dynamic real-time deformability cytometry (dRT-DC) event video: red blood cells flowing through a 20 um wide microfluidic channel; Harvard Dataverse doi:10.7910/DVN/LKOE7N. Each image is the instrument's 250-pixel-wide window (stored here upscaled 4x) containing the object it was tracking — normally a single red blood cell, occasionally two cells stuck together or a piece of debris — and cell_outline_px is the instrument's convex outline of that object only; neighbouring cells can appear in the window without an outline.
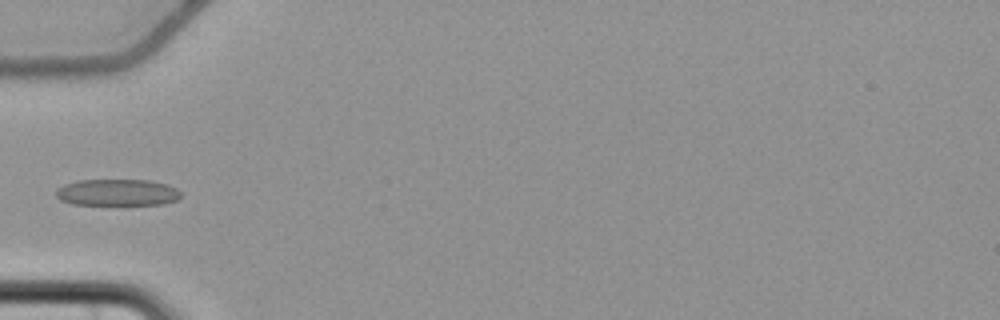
{"species": "common noctule bat (a hibernating species)", "species_latin": "Nyctalus noctula", "temperature_condition": "cold", "stored_images_in_passage": 8, "camera_frame_rate_fps": 3000, "um_per_image_px": 0.085, "animal": {"sex": "female", "body_mass_g": 22.7, "forearm_length_mm": 54.2}, "frame": {"image": 1, "passage_image": 6, "time_ms": 6.333, "image_size_px": [1000, 320], "cell_outline_px": [[180, 196], [176, 200], [164, 204], [72, 204], [60, 200], [56, 196], [56, 188], [64, 184], [76, 180], [148, 180], [168, 184], [176, 188], [180, 192]], "centroid_in_image_um": [9.94, 16.35], "position_along_channel_um": 75.1, "area_um2": 19.36}}
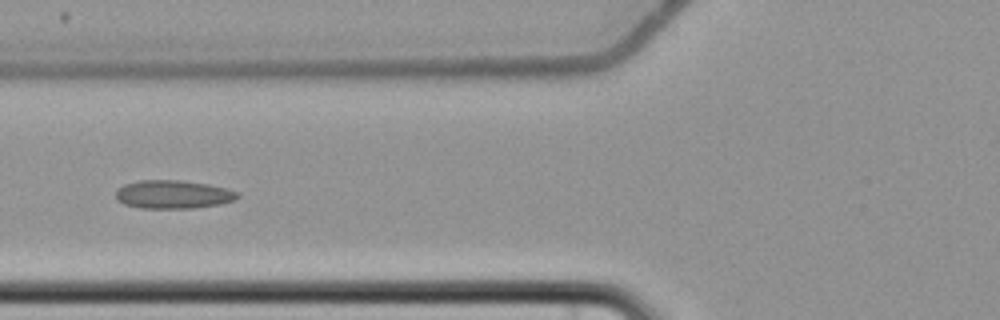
{"frame": {"image": 2, "passage_image": 7, "time_ms": 7.333, "image_size_px": [1000, 320], "cell_outline_px": [[240, 196], [236, 200], [220, 204], [192, 208], [140, 208], [124, 204], [116, 200], [116, 192], [124, 184], [140, 180], [180, 180], [208, 184], [224, 188], [236, 192]], "centroid_in_image_um": [14.7, 16.53], "position_along_channel_um": 111.1, "area_um2": 20.06}}
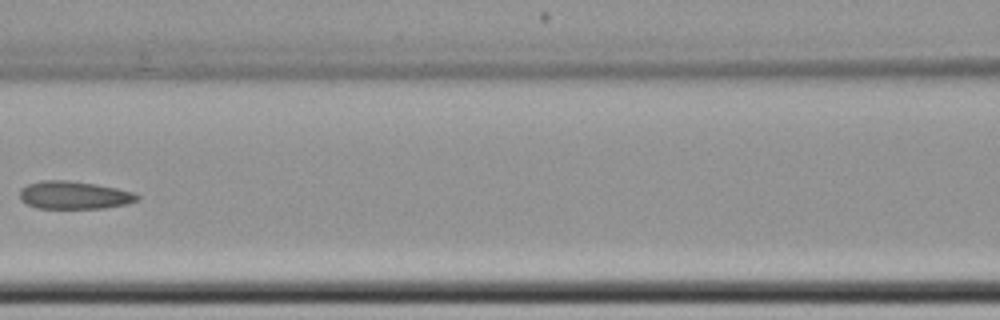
{"frame": {"image": 3, "passage_image": 8, "time_ms": 8.667, "image_size_px": [1000, 320], "cell_outline_px": [[140, 200], [128, 204], [104, 208], [36, 208], [20, 200], [20, 188], [28, 184], [44, 180], [68, 180], [96, 184], [116, 188], [132, 192], [140, 196]], "centroid_in_image_um": [6.31, 16.59], "position_along_channel_um": 160.3, "area_um2": 19.13}}